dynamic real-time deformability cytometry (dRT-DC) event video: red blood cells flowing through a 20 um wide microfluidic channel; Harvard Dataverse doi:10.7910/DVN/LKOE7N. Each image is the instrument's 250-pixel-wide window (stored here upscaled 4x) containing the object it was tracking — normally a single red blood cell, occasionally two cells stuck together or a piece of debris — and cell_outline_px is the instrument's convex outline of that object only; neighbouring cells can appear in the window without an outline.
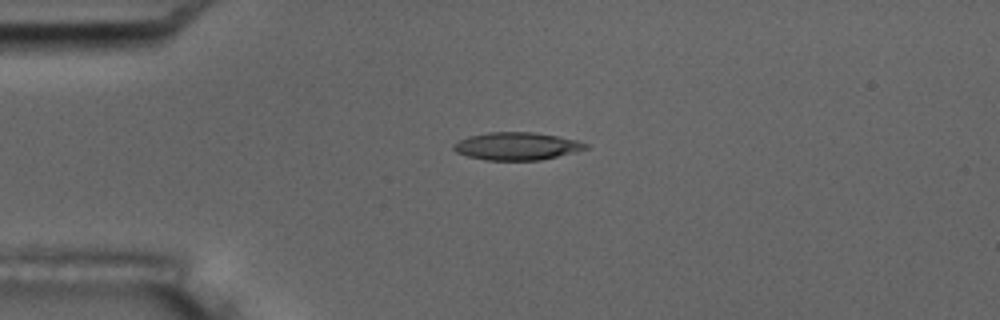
{"species": "common noctule bat (a hibernating species)", "species_latin": "Nyctalus noctula", "temperature_condition": "room temperature", "stored_images_in_passage": 6, "camera_frame_rate_fps": 3000, "um_per_image_px": 0.085, "animal": {"sex": "male", "body_mass_g": 17.5, "forearm_length_mm": 52.3}, "frame": {"image": 1, "passage_image": 4, "time_ms": 4.333, "image_size_px": [1000, 320], "cell_outline_px": [[588, 148], [576, 152], [540, 160], [484, 160], [468, 156], [456, 152], [452, 148], [452, 144], [468, 136], [488, 132], [532, 132], [556, 136], [576, 140], [588, 144]], "centroid_in_image_um": [43.9, 12.42], "position_along_channel_um": 41.1, "area_um2": 21.27}}